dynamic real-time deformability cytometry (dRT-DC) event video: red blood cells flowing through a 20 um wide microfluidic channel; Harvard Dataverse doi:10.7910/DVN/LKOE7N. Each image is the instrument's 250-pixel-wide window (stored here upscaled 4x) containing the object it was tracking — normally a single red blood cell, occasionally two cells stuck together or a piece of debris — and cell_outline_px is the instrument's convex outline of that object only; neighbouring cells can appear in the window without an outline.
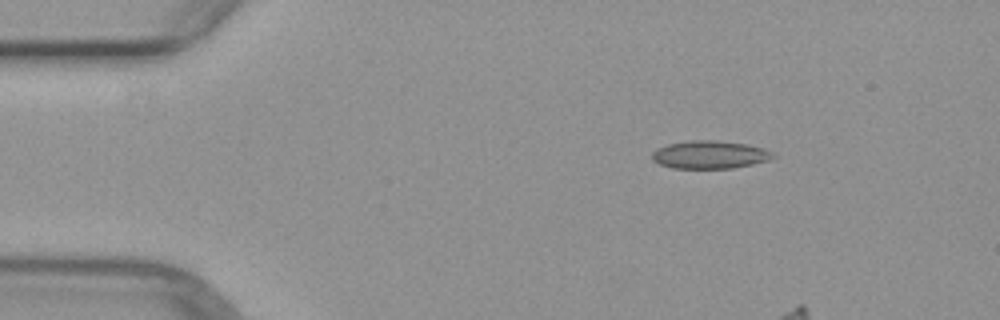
{"species": "common noctule bat (a hibernating species)", "species_latin": "Nyctalus noctula", "temperature_condition": "warm", "stored_images_in_passage": 3, "camera_frame_rate_fps": 3000, "um_per_image_px": 0.085, "animal": {"sex": "female", "body_mass_g": 29.2, "forearm_length_mm": 56.3}, "frame": {"image": 1, "passage_image": 1, "time_ms": 0.0, "image_size_px": [1000, 320], "cell_outline_px": [[776, 156], [768, 160], [752, 164], [732, 168], [672, 168], [660, 164], [652, 160], [652, 152], [656, 148], [668, 144], [688, 140], [720, 140], [748, 144], [764, 148], [772, 152]], "centroid_in_image_um": [60.32, 13.13], "position_along_channel_um": 24.7, "area_um2": 19.83}}